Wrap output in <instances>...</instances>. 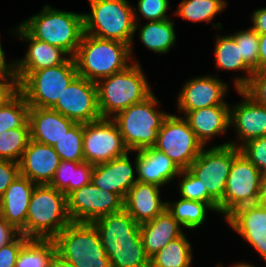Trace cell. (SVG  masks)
Wrapping results in <instances>:
<instances>
[{
    "mask_svg": "<svg viewBox=\"0 0 266 267\" xmlns=\"http://www.w3.org/2000/svg\"><path fill=\"white\" fill-rule=\"evenodd\" d=\"M217 267H222V265H217ZM231 267H255L253 265H251L250 263H237L235 265H232Z\"/></svg>",
    "mask_w": 266,
    "mask_h": 267,
    "instance_id": "cell-53",
    "label": "cell"
},
{
    "mask_svg": "<svg viewBox=\"0 0 266 267\" xmlns=\"http://www.w3.org/2000/svg\"><path fill=\"white\" fill-rule=\"evenodd\" d=\"M215 60L218 69L241 70L246 72V77H236L234 85L236 90H242L249 82L253 70L244 62L238 45L231 35L218 36L215 44Z\"/></svg>",
    "mask_w": 266,
    "mask_h": 267,
    "instance_id": "cell-28",
    "label": "cell"
},
{
    "mask_svg": "<svg viewBox=\"0 0 266 267\" xmlns=\"http://www.w3.org/2000/svg\"><path fill=\"white\" fill-rule=\"evenodd\" d=\"M240 150L229 142L203 148L188 170L201 181L208 194L219 204L226 190L227 178L233 159Z\"/></svg>",
    "mask_w": 266,
    "mask_h": 267,
    "instance_id": "cell-10",
    "label": "cell"
},
{
    "mask_svg": "<svg viewBox=\"0 0 266 267\" xmlns=\"http://www.w3.org/2000/svg\"><path fill=\"white\" fill-rule=\"evenodd\" d=\"M84 124L75 123L53 146L60 160L83 162Z\"/></svg>",
    "mask_w": 266,
    "mask_h": 267,
    "instance_id": "cell-36",
    "label": "cell"
},
{
    "mask_svg": "<svg viewBox=\"0 0 266 267\" xmlns=\"http://www.w3.org/2000/svg\"><path fill=\"white\" fill-rule=\"evenodd\" d=\"M56 252L54 239H29L21 247L15 267H49Z\"/></svg>",
    "mask_w": 266,
    "mask_h": 267,
    "instance_id": "cell-32",
    "label": "cell"
},
{
    "mask_svg": "<svg viewBox=\"0 0 266 267\" xmlns=\"http://www.w3.org/2000/svg\"><path fill=\"white\" fill-rule=\"evenodd\" d=\"M131 64L125 70L96 82L101 118H113L152 94L140 64L136 61Z\"/></svg>",
    "mask_w": 266,
    "mask_h": 267,
    "instance_id": "cell-4",
    "label": "cell"
},
{
    "mask_svg": "<svg viewBox=\"0 0 266 267\" xmlns=\"http://www.w3.org/2000/svg\"><path fill=\"white\" fill-rule=\"evenodd\" d=\"M239 150L262 174L266 172V136L244 143Z\"/></svg>",
    "mask_w": 266,
    "mask_h": 267,
    "instance_id": "cell-41",
    "label": "cell"
},
{
    "mask_svg": "<svg viewBox=\"0 0 266 267\" xmlns=\"http://www.w3.org/2000/svg\"><path fill=\"white\" fill-rule=\"evenodd\" d=\"M54 241L57 253L75 267H111L93 223L71 221Z\"/></svg>",
    "mask_w": 266,
    "mask_h": 267,
    "instance_id": "cell-9",
    "label": "cell"
},
{
    "mask_svg": "<svg viewBox=\"0 0 266 267\" xmlns=\"http://www.w3.org/2000/svg\"><path fill=\"white\" fill-rule=\"evenodd\" d=\"M29 240L20 234L13 242L0 248V267H15L21 247Z\"/></svg>",
    "mask_w": 266,
    "mask_h": 267,
    "instance_id": "cell-43",
    "label": "cell"
},
{
    "mask_svg": "<svg viewBox=\"0 0 266 267\" xmlns=\"http://www.w3.org/2000/svg\"><path fill=\"white\" fill-rule=\"evenodd\" d=\"M243 101L230 107V125L237 131L238 143L231 140L229 145L238 149L246 142L266 136V107L256 103L243 90H237Z\"/></svg>",
    "mask_w": 266,
    "mask_h": 267,
    "instance_id": "cell-17",
    "label": "cell"
},
{
    "mask_svg": "<svg viewBox=\"0 0 266 267\" xmlns=\"http://www.w3.org/2000/svg\"><path fill=\"white\" fill-rule=\"evenodd\" d=\"M20 234L19 230L0 215V248L13 242Z\"/></svg>",
    "mask_w": 266,
    "mask_h": 267,
    "instance_id": "cell-46",
    "label": "cell"
},
{
    "mask_svg": "<svg viewBox=\"0 0 266 267\" xmlns=\"http://www.w3.org/2000/svg\"><path fill=\"white\" fill-rule=\"evenodd\" d=\"M129 153L117 124L111 118L84 124V161L97 165Z\"/></svg>",
    "mask_w": 266,
    "mask_h": 267,
    "instance_id": "cell-13",
    "label": "cell"
},
{
    "mask_svg": "<svg viewBox=\"0 0 266 267\" xmlns=\"http://www.w3.org/2000/svg\"><path fill=\"white\" fill-rule=\"evenodd\" d=\"M73 59L78 75L95 83L125 70L132 61L128 44L85 33Z\"/></svg>",
    "mask_w": 266,
    "mask_h": 267,
    "instance_id": "cell-2",
    "label": "cell"
},
{
    "mask_svg": "<svg viewBox=\"0 0 266 267\" xmlns=\"http://www.w3.org/2000/svg\"><path fill=\"white\" fill-rule=\"evenodd\" d=\"M19 93V80L14 76L10 80L0 81V109Z\"/></svg>",
    "mask_w": 266,
    "mask_h": 267,
    "instance_id": "cell-45",
    "label": "cell"
},
{
    "mask_svg": "<svg viewBox=\"0 0 266 267\" xmlns=\"http://www.w3.org/2000/svg\"><path fill=\"white\" fill-rule=\"evenodd\" d=\"M33 38L63 49L73 57L84 35V15L45 5L20 24Z\"/></svg>",
    "mask_w": 266,
    "mask_h": 267,
    "instance_id": "cell-3",
    "label": "cell"
},
{
    "mask_svg": "<svg viewBox=\"0 0 266 267\" xmlns=\"http://www.w3.org/2000/svg\"><path fill=\"white\" fill-rule=\"evenodd\" d=\"M123 199L91 182L67 196V210L72 222H90L123 210Z\"/></svg>",
    "mask_w": 266,
    "mask_h": 267,
    "instance_id": "cell-14",
    "label": "cell"
},
{
    "mask_svg": "<svg viewBox=\"0 0 266 267\" xmlns=\"http://www.w3.org/2000/svg\"><path fill=\"white\" fill-rule=\"evenodd\" d=\"M29 105L19 92L0 109V134L6 130L21 128L28 121Z\"/></svg>",
    "mask_w": 266,
    "mask_h": 267,
    "instance_id": "cell-37",
    "label": "cell"
},
{
    "mask_svg": "<svg viewBox=\"0 0 266 267\" xmlns=\"http://www.w3.org/2000/svg\"><path fill=\"white\" fill-rule=\"evenodd\" d=\"M262 173L241 153L232 162L219 213L226 218L236 208L256 204Z\"/></svg>",
    "mask_w": 266,
    "mask_h": 267,
    "instance_id": "cell-12",
    "label": "cell"
},
{
    "mask_svg": "<svg viewBox=\"0 0 266 267\" xmlns=\"http://www.w3.org/2000/svg\"><path fill=\"white\" fill-rule=\"evenodd\" d=\"M170 1L169 0H138V9L134 8V21L135 29L138 30L139 25V14H141L147 21H160L169 19L166 15L167 10L169 9ZM140 12V13H137Z\"/></svg>",
    "mask_w": 266,
    "mask_h": 267,
    "instance_id": "cell-40",
    "label": "cell"
},
{
    "mask_svg": "<svg viewBox=\"0 0 266 267\" xmlns=\"http://www.w3.org/2000/svg\"><path fill=\"white\" fill-rule=\"evenodd\" d=\"M89 3L91 13L83 14L84 33L128 44L132 59L134 7L127 0H89Z\"/></svg>",
    "mask_w": 266,
    "mask_h": 267,
    "instance_id": "cell-6",
    "label": "cell"
},
{
    "mask_svg": "<svg viewBox=\"0 0 266 267\" xmlns=\"http://www.w3.org/2000/svg\"><path fill=\"white\" fill-rule=\"evenodd\" d=\"M134 166L135 171L128 153L106 163L94 165L91 183L102 190L118 194L124 200L126 194L138 181L134 176V172L137 173L136 158Z\"/></svg>",
    "mask_w": 266,
    "mask_h": 267,
    "instance_id": "cell-18",
    "label": "cell"
},
{
    "mask_svg": "<svg viewBox=\"0 0 266 267\" xmlns=\"http://www.w3.org/2000/svg\"><path fill=\"white\" fill-rule=\"evenodd\" d=\"M49 267H75L69 261L65 260L57 252L52 257Z\"/></svg>",
    "mask_w": 266,
    "mask_h": 267,
    "instance_id": "cell-51",
    "label": "cell"
},
{
    "mask_svg": "<svg viewBox=\"0 0 266 267\" xmlns=\"http://www.w3.org/2000/svg\"><path fill=\"white\" fill-rule=\"evenodd\" d=\"M37 184L19 175L0 198V215L26 236L29 202Z\"/></svg>",
    "mask_w": 266,
    "mask_h": 267,
    "instance_id": "cell-21",
    "label": "cell"
},
{
    "mask_svg": "<svg viewBox=\"0 0 266 267\" xmlns=\"http://www.w3.org/2000/svg\"><path fill=\"white\" fill-rule=\"evenodd\" d=\"M192 245L186 235L167 243L150 258V267H191Z\"/></svg>",
    "mask_w": 266,
    "mask_h": 267,
    "instance_id": "cell-31",
    "label": "cell"
},
{
    "mask_svg": "<svg viewBox=\"0 0 266 267\" xmlns=\"http://www.w3.org/2000/svg\"><path fill=\"white\" fill-rule=\"evenodd\" d=\"M166 209L186 229H196L203 224L206 219V212L214 209L207 203L179 199L177 202H167Z\"/></svg>",
    "mask_w": 266,
    "mask_h": 267,
    "instance_id": "cell-33",
    "label": "cell"
},
{
    "mask_svg": "<svg viewBox=\"0 0 266 267\" xmlns=\"http://www.w3.org/2000/svg\"><path fill=\"white\" fill-rule=\"evenodd\" d=\"M227 88L226 83L210 75L190 79L184 84L177 97L178 110L186 114L196 109L228 105L223 100Z\"/></svg>",
    "mask_w": 266,
    "mask_h": 267,
    "instance_id": "cell-16",
    "label": "cell"
},
{
    "mask_svg": "<svg viewBox=\"0 0 266 267\" xmlns=\"http://www.w3.org/2000/svg\"><path fill=\"white\" fill-rule=\"evenodd\" d=\"M184 119L205 147L212 137L224 134L230 127V106L216 105L196 109L187 112Z\"/></svg>",
    "mask_w": 266,
    "mask_h": 267,
    "instance_id": "cell-25",
    "label": "cell"
},
{
    "mask_svg": "<svg viewBox=\"0 0 266 267\" xmlns=\"http://www.w3.org/2000/svg\"><path fill=\"white\" fill-rule=\"evenodd\" d=\"M154 148L183 170L190 167L204 146L183 117L169 114L161 125Z\"/></svg>",
    "mask_w": 266,
    "mask_h": 267,
    "instance_id": "cell-11",
    "label": "cell"
},
{
    "mask_svg": "<svg viewBox=\"0 0 266 267\" xmlns=\"http://www.w3.org/2000/svg\"><path fill=\"white\" fill-rule=\"evenodd\" d=\"M251 19L253 22L251 28L258 34H266V7L255 10Z\"/></svg>",
    "mask_w": 266,
    "mask_h": 267,
    "instance_id": "cell-48",
    "label": "cell"
},
{
    "mask_svg": "<svg viewBox=\"0 0 266 267\" xmlns=\"http://www.w3.org/2000/svg\"><path fill=\"white\" fill-rule=\"evenodd\" d=\"M30 139L41 144L54 146L75 124L52 108L30 107L28 112Z\"/></svg>",
    "mask_w": 266,
    "mask_h": 267,
    "instance_id": "cell-23",
    "label": "cell"
},
{
    "mask_svg": "<svg viewBox=\"0 0 266 267\" xmlns=\"http://www.w3.org/2000/svg\"><path fill=\"white\" fill-rule=\"evenodd\" d=\"M159 188L155 184L137 181L126 194L123 209L137 224L154 219L166 209V201L161 200Z\"/></svg>",
    "mask_w": 266,
    "mask_h": 267,
    "instance_id": "cell-22",
    "label": "cell"
},
{
    "mask_svg": "<svg viewBox=\"0 0 266 267\" xmlns=\"http://www.w3.org/2000/svg\"><path fill=\"white\" fill-rule=\"evenodd\" d=\"M111 267H150L140 236V225L123 209L92 222Z\"/></svg>",
    "mask_w": 266,
    "mask_h": 267,
    "instance_id": "cell-1",
    "label": "cell"
},
{
    "mask_svg": "<svg viewBox=\"0 0 266 267\" xmlns=\"http://www.w3.org/2000/svg\"><path fill=\"white\" fill-rule=\"evenodd\" d=\"M70 222L67 196L49 184L36 185L28 206L26 237L54 239Z\"/></svg>",
    "mask_w": 266,
    "mask_h": 267,
    "instance_id": "cell-5",
    "label": "cell"
},
{
    "mask_svg": "<svg viewBox=\"0 0 266 267\" xmlns=\"http://www.w3.org/2000/svg\"><path fill=\"white\" fill-rule=\"evenodd\" d=\"M138 182L158 186L168 184L181 172V169L163 152L154 147L135 151Z\"/></svg>",
    "mask_w": 266,
    "mask_h": 267,
    "instance_id": "cell-24",
    "label": "cell"
},
{
    "mask_svg": "<svg viewBox=\"0 0 266 267\" xmlns=\"http://www.w3.org/2000/svg\"><path fill=\"white\" fill-rule=\"evenodd\" d=\"M258 71H266V34H259Z\"/></svg>",
    "mask_w": 266,
    "mask_h": 267,
    "instance_id": "cell-49",
    "label": "cell"
},
{
    "mask_svg": "<svg viewBox=\"0 0 266 267\" xmlns=\"http://www.w3.org/2000/svg\"><path fill=\"white\" fill-rule=\"evenodd\" d=\"M52 109L75 123L100 120L96 83L77 75Z\"/></svg>",
    "mask_w": 266,
    "mask_h": 267,
    "instance_id": "cell-15",
    "label": "cell"
},
{
    "mask_svg": "<svg viewBox=\"0 0 266 267\" xmlns=\"http://www.w3.org/2000/svg\"><path fill=\"white\" fill-rule=\"evenodd\" d=\"M12 32L19 35V39L30 42L25 57L13 61L14 73H32L62 65L70 58L63 49L33 38L21 25Z\"/></svg>",
    "mask_w": 266,
    "mask_h": 267,
    "instance_id": "cell-20",
    "label": "cell"
},
{
    "mask_svg": "<svg viewBox=\"0 0 266 267\" xmlns=\"http://www.w3.org/2000/svg\"><path fill=\"white\" fill-rule=\"evenodd\" d=\"M225 221L247 242L266 241V208L257 203L236 208Z\"/></svg>",
    "mask_w": 266,
    "mask_h": 267,
    "instance_id": "cell-27",
    "label": "cell"
},
{
    "mask_svg": "<svg viewBox=\"0 0 266 267\" xmlns=\"http://www.w3.org/2000/svg\"><path fill=\"white\" fill-rule=\"evenodd\" d=\"M77 75L73 57L62 65L32 73H15L19 80V92L24 96L29 107L37 108H53L64 89Z\"/></svg>",
    "mask_w": 266,
    "mask_h": 267,
    "instance_id": "cell-8",
    "label": "cell"
},
{
    "mask_svg": "<svg viewBox=\"0 0 266 267\" xmlns=\"http://www.w3.org/2000/svg\"><path fill=\"white\" fill-rule=\"evenodd\" d=\"M60 161L53 146L30 139L19 161L20 175L37 185L50 184Z\"/></svg>",
    "mask_w": 266,
    "mask_h": 267,
    "instance_id": "cell-19",
    "label": "cell"
},
{
    "mask_svg": "<svg viewBox=\"0 0 266 267\" xmlns=\"http://www.w3.org/2000/svg\"><path fill=\"white\" fill-rule=\"evenodd\" d=\"M226 6V0H182L174 14L192 22L211 23Z\"/></svg>",
    "mask_w": 266,
    "mask_h": 267,
    "instance_id": "cell-34",
    "label": "cell"
},
{
    "mask_svg": "<svg viewBox=\"0 0 266 267\" xmlns=\"http://www.w3.org/2000/svg\"><path fill=\"white\" fill-rule=\"evenodd\" d=\"M5 51L2 50L0 42V81L10 80L15 76L14 62L6 63Z\"/></svg>",
    "mask_w": 266,
    "mask_h": 267,
    "instance_id": "cell-47",
    "label": "cell"
},
{
    "mask_svg": "<svg viewBox=\"0 0 266 267\" xmlns=\"http://www.w3.org/2000/svg\"><path fill=\"white\" fill-rule=\"evenodd\" d=\"M19 175V163L10 160H0V198Z\"/></svg>",
    "mask_w": 266,
    "mask_h": 267,
    "instance_id": "cell-44",
    "label": "cell"
},
{
    "mask_svg": "<svg viewBox=\"0 0 266 267\" xmlns=\"http://www.w3.org/2000/svg\"><path fill=\"white\" fill-rule=\"evenodd\" d=\"M158 104L157 97L152 93L142 102L129 106L111 118L117 124L129 151L155 146L161 125L169 115L158 111Z\"/></svg>",
    "mask_w": 266,
    "mask_h": 267,
    "instance_id": "cell-7",
    "label": "cell"
},
{
    "mask_svg": "<svg viewBox=\"0 0 266 267\" xmlns=\"http://www.w3.org/2000/svg\"><path fill=\"white\" fill-rule=\"evenodd\" d=\"M242 90L256 103L266 107V71H254Z\"/></svg>",
    "mask_w": 266,
    "mask_h": 267,
    "instance_id": "cell-42",
    "label": "cell"
},
{
    "mask_svg": "<svg viewBox=\"0 0 266 267\" xmlns=\"http://www.w3.org/2000/svg\"><path fill=\"white\" fill-rule=\"evenodd\" d=\"M174 22L172 20L149 21L139 30V37L148 49L157 54L167 53L175 45Z\"/></svg>",
    "mask_w": 266,
    "mask_h": 267,
    "instance_id": "cell-30",
    "label": "cell"
},
{
    "mask_svg": "<svg viewBox=\"0 0 266 267\" xmlns=\"http://www.w3.org/2000/svg\"><path fill=\"white\" fill-rule=\"evenodd\" d=\"M257 204L266 208V172L262 174Z\"/></svg>",
    "mask_w": 266,
    "mask_h": 267,
    "instance_id": "cell-50",
    "label": "cell"
},
{
    "mask_svg": "<svg viewBox=\"0 0 266 267\" xmlns=\"http://www.w3.org/2000/svg\"><path fill=\"white\" fill-rule=\"evenodd\" d=\"M30 141V125L27 121L21 128L6 130L0 134V160L19 163Z\"/></svg>",
    "mask_w": 266,
    "mask_h": 267,
    "instance_id": "cell-35",
    "label": "cell"
},
{
    "mask_svg": "<svg viewBox=\"0 0 266 267\" xmlns=\"http://www.w3.org/2000/svg\"><path fill=\"white\" fill-rule=\"evenodd\" d=\"M93 168L94 165L86 161L61 160L49 185L68 196L91 182Z\"/></svg>",
    "mask_w": 266,
    "mask_h": 267,
    "instance_id": "cell-29",
    "label": "cell"
},
{
    "mask_svg": "<svg viewBox=\"0 0 266 267\" xmlns=\"http://www.w3.org/2000/svg\"><path fill=\"white\" fill-rule=\"evenodd\" d=\"M240 45L244 62L253 70L258 71L259 34L251 27L231 35Z\"/></svg>",
    "mask_w": 266,
    "mask_h": 267,
    "instance_id": "cell-39",
    "label": "cell"
},
{
    "mask_svg": "<svg viewBox=\"0 0 266 267\" xmlns=\"http://www.w3.org/2000/svg\"><path fill=\"white\" fill-rule=\"evenodd\" d=\"M182 228L167 209L154 219L140 224V236L146 255L151 258L167 243L182 236Z\"/></svg>",
    "mask_w": 266,
    "mask_h": 267,
    "instance_id": "cell-26",
    "label": "cell"
},
{
    "mask_svg": "<svg viewBox=\"0 0 266 267\" xmlns=\"http://www.w3.org/2000/svg\"><path fill=\"white\" fill-rule=\"evenodd\" d=\"M251 246L259 252L260 256L266 262V241L265 242H248Z\"/></svg>",
    "mask_w": 266,
    "mask_h": 267,
    "instance_id": "cell-52",
    "label": "cell"
},
{
    "mask_svg": "<svg viewBox=\"0 0 266 267\" xmlns=\"http://www.w3.org/2000/svg\"><path fill=\"white\" fill-rule=\"evenodd\" d=\"M177 177H183L179 183L181 198L209 204L214 211L219 212V204L208 194L207 190L188 169L181 170Z\"/></svg>",
    "mask_w": 266,
    "mask_h": 267,
    "instance_id": "cell-38",
    "label": "cell"
}]
</instances>
